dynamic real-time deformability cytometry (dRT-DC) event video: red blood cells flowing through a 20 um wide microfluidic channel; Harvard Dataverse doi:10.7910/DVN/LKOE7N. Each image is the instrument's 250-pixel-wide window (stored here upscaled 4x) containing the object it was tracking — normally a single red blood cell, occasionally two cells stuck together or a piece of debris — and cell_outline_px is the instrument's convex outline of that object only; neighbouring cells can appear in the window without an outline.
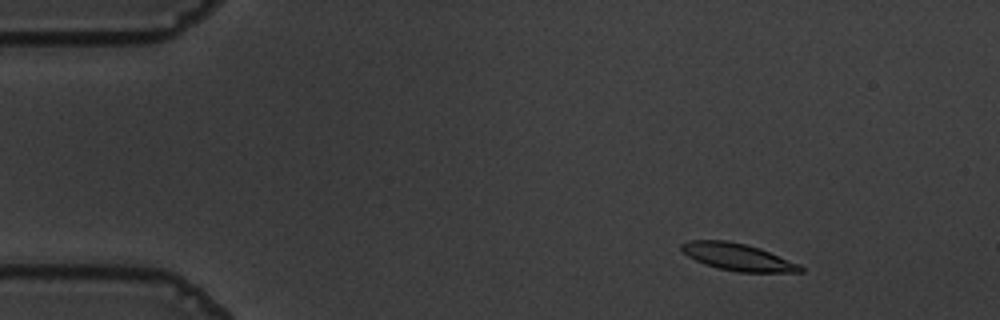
{"species": "common noctule bat (a hibernating species)", "species_latin": "Nyctalus noctula", "temperature_condition": "warm", "stored_images_in_passage": 55, "camera_frame_rate_fps": 3000, "um_per_image_px": 0.085, "animal": {"sex": "male", "body_mass_g": 19.5, "forearm_length_mm": 54.6}, "frame": {"image": 1, "passage_image": 6, "time_ms": 1.667, "image_size_px": [1000, 320], "cell_outline_px": [[804, 272], [736, 272], [704, 264], [688, 256], [680, 248], [680, 244], [688, 240], [728, 240], [760, 248], [800, 264], [804, 268]], "centroid_in_image_um": [62.71, 21.84], "position_along_channel_um": 22.3, "area_um2": 18.79}}
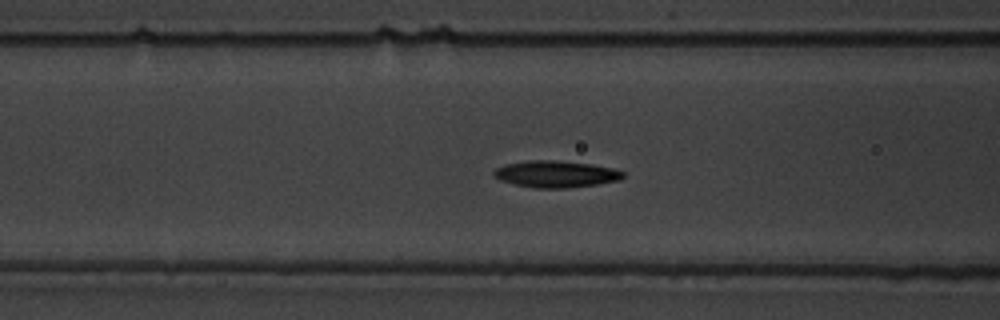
{"frame": {"image": 2, "passage_image": 21, "time_ms": 6.667, "image_size_px": [1000, 320], "cell_outline_px": [[624, 176], [620, 180], [596, 184], [568, 188], [532, 188], [500, 180], [492, 176], [492, 172], [496, 168], [504, 164], [528, 160], [556, 160], [592, 164], [612, 168], [624, 172]], "centroid_in_image_um": [47.21, 14.79], "position_along_channel_um": 119.4, "area_um2": 20.23}}
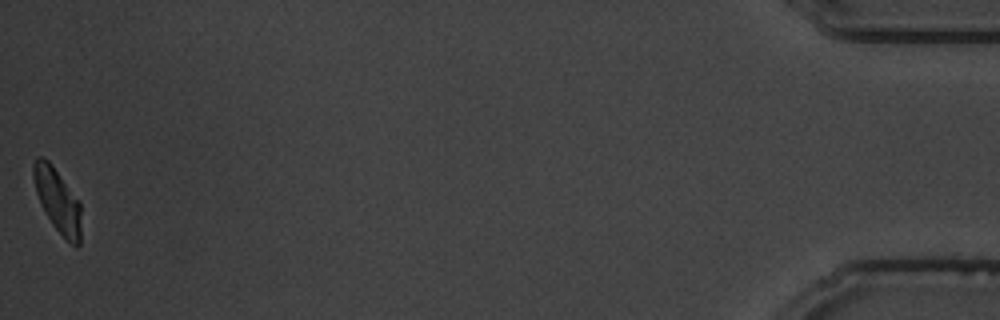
{"frame": {"image": 3, "passage_image": 55, "time_ms": 18.0, "image_size_px": [1000, 320], "cell_outline_px": [[80, 244], [76, 248], [52, 224], [40, 204], [36, 192], [32, 176], [32, 164], [36, 156], [40, 156], [48, 160], [52, 164], [80, 200]], "centroid_in_image_um": [4.87, 16.97], "position_along_channel_um": 430.3, "area_um2": 17.86}, "authors_computed_cell_mechanics": {"area_um2": 18.9006, "velocity_mm_per_s": 3.5866, "shape_relaxation_time_tau1_ms": 2.8542, "shape_relaxation_time_tau2_ms": null, "deformation_change_tau1": 0.1315, "deformation_change_tau2": null}}